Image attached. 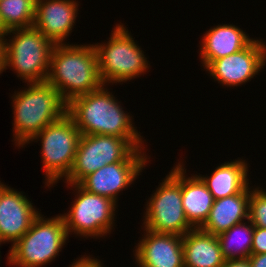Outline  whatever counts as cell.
<instances>
[{
  "label": "cell",
  "mask_w": 266,
  "mask_h": 267,
  "mask_svg": "<svg viewBox=\"0 0 266 267\" xmlns=\"http://www.w3.org/2000/svg\"><path fill=\"white\" fill-rule=\"evenodd\" d=\"M102 85L98 90L75 97L67 104V114L81 135H108L125 138L135 149H145L131 114Z\"/></svg>",
  "instance_id": "obj_1"
},
{
  "label": "cell",
  "mask_w": 266,
  "mask_h": 267,
  "mask_svg": "<svg viewBox=\"0 0 266 267\" xmlns=\"http://www.w3.org/2000/svg\"><path fill=\"white\" fill-rule=\"evenodd\" d=\"M46 82L67 104L75 97L98 90L103 83L94 44H55Z\"/></svg>",
  "instance_id": "obj_2"
},
{
  "label": "cell",
  "mask_w": 266,
  "mask_h": 267,
  "mask_svg": "<svg viewBox=\"0 0 266 267\" xmlns=\"http://www.w3.org/2000/svg\"><path fill=\"white\" fill-rule=\"evenodd\" d=\"M26 84L28 88L14 91L11 96L13 141L18 148L67 113V103L52 85L47 82Z\"/></svg>",
  "instance_id": "obj_3"
},
{
  "label": "cell",
  "mask_w": 266,
  "mask_h": 267,
  "mask_svg": "<svg viewBox=\"0 0 266 267\" xmlns=\"http://www.w3.org/2000/svg\"><path fill=\"white\" fill-rule=\"evenodd\" d=\"M136 43L121 22L114 26L108 42L94 43L99 76L103 85L126 83L149 72V61L141 46Z\"/></svg>",
  "instance_id": "obj_4"
},
{
  "label": "cell",
  "mask_w": 266,
  "mask_h": 267,
  "mask_svg": "<svg viewBox=\"0 0 266 267\" xmlns=\"http://www.w3.org/2000/svg\"><path fill=\"white\" fill-rule=\"evenodd\" d=\"M69 236L63 216L45 218L40 213L30 229L8 251L7 262L16 267H42L59 256Z\"/></svg>",
  "instance_id": "obj_5"
},
{
  "label": "cell",
  "mask_w": 266,
  "mask_h": 267,
  "mask_svg": "<svg viewBox=\"0 0 266 267\" xmlns=\"http://www.w3.org/2000/svg\"><path fill=\"white\" fill-rule=\"evenodd\" d=\"M8 35L12 37L5 38V70L11 67L25 83L46 82L55 44L34 26L9 30Z\"/></svg>",
  "instance_id": "obj_6"
},
{
  "label": "cell",
  "mask_w": 266,
  "mask_h": 267,
  "mask_svg": "<svg viewBox=\"0 0 266 267\" xmlns=\"http://www.w3.org/2000/svg\"><path fill=\"white\" fill-rule=\"evenodd\" d=\"M182 163L171 168L145 205L143 228L152 232L183 236L194 228L182 206Z\"/></svg>",
  "instance_id": "obj_7"
},
{
  "label": "cell",
  "mask_w": 266,
  "mask_h": 267,
  "mask_svg": "<svg viewBox=\"0 0 266 267\" xmlns=\"http://www.w3.org/2000/svg\"><path fill=\"white\" fill-rule=\"evenodd\" d=\"M145 149H135L125 138L81 135L73 167L64 183L79 184L86 176L116 162H150Z\"/></svg>",
  "instance_id": "obj_8"
},
{
  "label": "cell",
  "mask_w": 266,
  "mask_h": 267,
  "mask_svg": "<svg viewBox=\"0 0 266 267\" xmlns=\"http://www.w3.org/2000/svg\"><path fill=\"white\" fill-rule=\"evenodd\" d=\"M81 132L66 113L59 120L49 124L36 134L27 144L35 140L41 142L42 166L45 186L50 188L65 179L74 164Z\"/></svg>",
  "instance_id": "obj_9"
},
{
  "label": "cell",
  "mask_w": 266,
  "mask_h": 267,
  "mask_svg": "<svg viewBox=\"0 0 266 267\" xmlns=\"http://www.w3.org/2000/svg\"><path fill=\"white\" fill-rule=\"evenodd\" d=\"M66 185L77 193L68 213L61 214L68 236L73 233L87 239L110 235L118 205L107 197L86 191L79 184Z\"/></svg>",
  "instance_id": "obj_10"
},
{
  "label": "cell",
  "mask_w": 266,
  "mask_h": 267,
  "mask_svg": "<svg viewBox=\"0 0 266 267\" xmlns=\"http://www.w3.org/2000/svg\"><path fill=\"white\" fill-rule=\"evenodd\" d=\"M265 65L266 43L253 38L245 48L213 60L205 70L220 85L234 88L251 81Z\"/></svg>",
  "instance_id": "obj_11"
},
{
  "label": "cell",
  "mask_w": 266,
  "mask_h": 267,
  "mask_svg": "<svg viewBox=\"0 0 266 267\" xmlns=\"http://www.w3.org/2000/svg\"><path fill=\"white\" fill-rule=\"evenodd\" d=\"M22 191L6 185L0 192V240L13 246L40 214Z\"/></svg>",
  "instance_id": "obj_12"
},
{
  "label": "cell",
  "mask_w": 266,
  "mask_h": 267,
  "mask_svg": "<svg viewBox=\"0 0 266 267\" xmlns=\"http://www.w3.org/2000/svg\"><path fill=\"white\" fill-rule=\"evenodd\" d=\"M143 229L133 250L137 267H184L182 236Z\"/></svg>",
  "instance_id": "obj_13"
},
{
  "label": "cell",
  "mask_w": 266,
  "mask_h": 267,
  "mask_svg": "<svg viewBox=\"0 0 266 267\" xmlns=\"http://www.w3.org/2000/svg\"><path fill=\"white\" fill-rule=\"evenodd\" d=\"M76 0H36L33 26L54 44H65L78 16Z\"/></svg>",
  "instance_id": "obj_14"
},
{
  "label": "cell",
  "mask_w": 266,
  "mask_h": 267,
  "mask_svg": "<svg viewBox=\"0 0 266 267\" xmlns=\"http://www.w3.org/2000/svg\"><path fill=\"white\" fill-rule=\"evenodd\" d=\"M148 162H116L107 164L86 176L79 185L86 191L107 197L118 204V193L141 175Z\"/></svg>",
  "instance_id": "obj_15"
},
{
  "label": "cell",
  "mask_w": 266,
  "mask_h": 267,
  "mask_svg": "<svg viewBox=\"0 0 266 267\" xmlns=\"http://www.w3.org/2000/svg\"><path fill=\"white\" fill-rule=\"evenodd\" d=\"M200 53L205 69L213 60L223 58L245 48L252 40L240 27L233 24H218L202 36Z\"/></svg>",
  "instance_id": "obj_16"
},
{
  "label": "cell",
  "mask_w": 266,
  "mask_h": 267,
  "mask_svg": "<svg viewBox=\"0 0 266 267\" xmlns=\"http://www.w3.org/2000/svg\"><path fill=\"white\" fill-rule=\"evenodd\" d=\"M250 185L236 195L216 199L208 219L200 228L202 231L218 235L232 226L248 219Z\"/></svg>",
  "instance_id": "obj_17"
},
{
  "label": "cell",
  "mask_w": 266,
  "mask_h": 267,
  "mask_svg": "<svg viewBox=\"0 0 266 267\" xmlns=\"http://www.w3.org/2000/svg\"><path fill=\"white\" fill-rule=\"evenodd\" d=\"M184 267H221L225 258L217 235L200 228L182 236Z\"/></svg>",
  "instance_id": "obj_18"
},
{
  "label": "cell",
  "mask_w": 266,
  "mask_h": 267,
  "mask_svg": "<svg viewBox=\"0 0 266 267\" xmlns=\"http://www.w3.org/2000/svg\"><path fill=\"white\" fill-rule=\"evenodd\" d=\"M246 159H235L215 167L211 175H197L206 185L214 200L236 195L249 186ZM248 176V177H247Z\"/></svg>",
  "instance_id": "obj_19"
},
{
  "label": "cell",
  "mask_w": 266,
  "mask_h": 267,
  "mask_svg": "<svg viewBox=\"0 0 266 267\" xmlns=\"http://www.w3.org/2000/svg\"><path fill=\"white\" fill-rule=\"evenodd\" d=\"M182 164V206L189 224L198 229L208 219L214 198L203 181L197 176L186 175ZM188 176V177H187Z\"/></svg>",
  "instance_id": "obj_20"
},
{
  "label": "cell",
  "mask_w": 266,
  "mask_h": 267,
  "mask_svg": "<svg viewBox=\"0 0 266 267\" xmlns=\"http://www.w3.org/2000/svg\"><path fill=\"white\" fill-rule=\"evenodd\" d=\"M253 232L254 225L247 219L218 234L225 260L248 258L251 255Z\"/></svg>",
  "instance_id": "obj_21"
},
{
  "label": "cell",
  "mask_w": 266,
  "mask_h": 267,
  "mask_svg": "<svg viewBox=\"0 0 266 267\" xmlns=\"http://www.w3.org/2000/svg\"><path fill=\"white\" fill-rule=\"evenodd\" d=\"M36 0H5L0 2V17L6 29L33 26Z\"/></svg>",
  "instance_id": "obj_22"
},
{
  "label": "cell",
  "mask_w": 266,
  "mask_h": 267,
  "mask_svg": "<svg viewBox=\"0 0 266 267\" xmlns=\"http://www.w3.org/2000/svg\"><path fill=\"white\" fill-rule=\"evenodd\" d=\"M250 187L248 219L254 227L266 228V189Z\"/></svg>",
  "instance_id": "obj_23"
},
{
  "label": "cell",
  "mask_w": 266,
  "mask_h": 267,
  "mask_svg": "<svg viewBox=\"0 0 266 267\" xmlns=\"http://www.w3.org/2000/svg\"><path fill=\"white\" fill-rule=\"evenodd\" d=\"M266 253V228L254 227L251 254Z\"/></svg>",
  "instance_id": "obj_24"
},
{
  "label": "cell",
  "mask_w": 266,
  "mask_h": 267,
  "mask_svg": "<svg viewBox=\"0 0 266 267\" xmlns=\"http://www.w3.org/2000/svg\"><path fill=\"white\" fill-rule=\"evenodd\" d=\"M78 259V260H77ZM69 267H103V263L90 255L77 258Z\"/></svg>",
  "instance_id": "obj_25"
},
{
  "label": "cell",
  "mask_w": 266,
  "mask_h": 267,
  "mask_svg": "<svg viewBox=\"0 0 266 267\" xmlns=\"http://www.w3.org/2000/svg\"><path fill=\"white\" fill-rule=\"evenodd\" d=\"M248 259L251 267H266V253L251 254Z\"/></svg>",
  "instance_id": "obj_26"
},
{
  "label": "cell",
  "mask_w": 266,
  "mask_h": 267,
  "mask_svg": "<svg viewBox=\"0 0 266 267\" xmlns=\"http://www.w3.org/2000/svg\"><path fill=\"white\" fill-rule=\"evenodd\" d=\"M221 267H251V264L248 258L229 259L225 260L224 264Z\"/></svg>",
  "instance_id": "obj_27"
},
{
  "label": "cell",
  "mask_w": 266,
  "mask_h": 267,
  "mask_svg": "<svg viewBox=\"0 0 266 267\" xmlns=\"http://www.w3.org/2000/svg\"><path fill=\"white\" fill-rule=\"evenodd\" d=\"M5 38L0 37V74L5 70Z\"/></svg>",
  "instance_id": "obj_28"
},
{
  "label": "cell",
  "mask_w": 266,
  "mask_h": 267,
  "mask_svg": "<svg viewBox=\"0 0 266 267\" xmlns=\"http://www.w3.org/2000/svg\"><path fill=\"white\" fill-rule=\"evenodd\" d=\"M7 34H8V30L4 26V23L2 22V19L0 17V37L6 38Z\"/></svg>",
  "instance_id": "obj_29"
},
{
  "label": "cell",
  "mask_w": 266,
  "mask_h": 267,
  "mask_svg": "<svg viewBox=\"0 0 266 267\" xmlns=\"http://www.w3.org/2000/svg\"><path fill=\"white\" fill-rule=\"evenodd\" d=\"M5 186H6V184H4L3 182L0 181V192Z\"/></svg>",
  "instance_id": "obj_30"
}]
</instances>
